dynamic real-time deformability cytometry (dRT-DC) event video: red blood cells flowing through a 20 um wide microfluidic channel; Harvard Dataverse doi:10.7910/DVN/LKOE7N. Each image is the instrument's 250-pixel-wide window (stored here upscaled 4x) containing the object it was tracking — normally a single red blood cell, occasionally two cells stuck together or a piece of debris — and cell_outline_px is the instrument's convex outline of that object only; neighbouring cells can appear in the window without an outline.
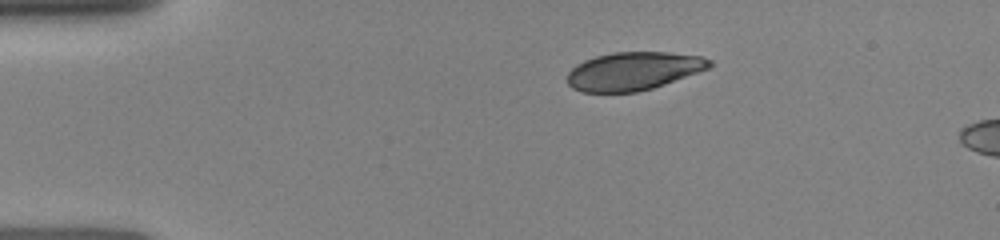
{"species": "human", "species_latin": "Homo sapiens", "temperature_condition": "room temperature", "stored_images_in_passage": 4, "camera_frame_rate_fps": 3000, "um_per_image_px": 0.085, "donor": {"sex": "female"}, "frame": {"image": 1, "passage_image": 1, "time_ms": 0.0, "image_size_px": [1000, 240], "cell_outline_px": [[712, 64], [708, 68], [664, 84], [652, 88], [636, 92], [580, 92], [572, 88], [568, 84], [568, 72], [576, 64], [584, 60], [596, 56], [612, 52], [668, 52], [700, 56], [712, 60]], "centroid_in_image_um": [53.8, 6.04], "position_along_channel_um": 31.2, "area_um2": 31.5}}